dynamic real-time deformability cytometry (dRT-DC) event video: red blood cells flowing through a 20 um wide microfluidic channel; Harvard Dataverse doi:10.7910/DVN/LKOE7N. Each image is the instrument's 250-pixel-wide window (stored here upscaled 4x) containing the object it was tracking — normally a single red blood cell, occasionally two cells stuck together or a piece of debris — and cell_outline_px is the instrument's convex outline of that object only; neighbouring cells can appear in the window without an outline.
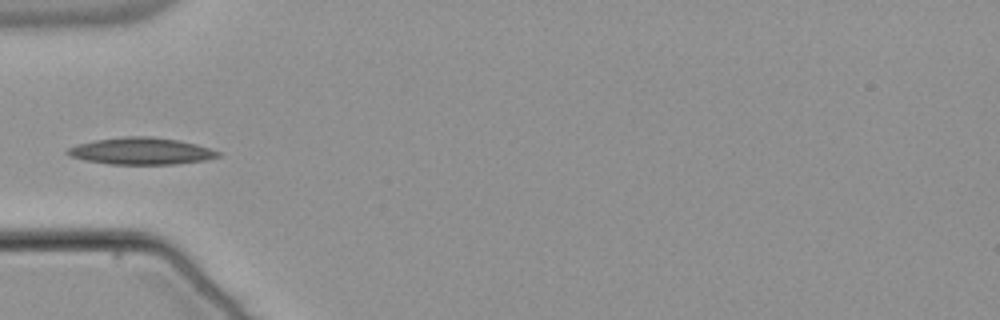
{"species": "common noctule bat (a hibernating species)", "species_latin": "Nyctalus noctula", "temperature_condition": "warm", "stored_images_in_passage": 10, "camera_frame_rate_fps": 3000, "um_per_image_px": 0.085, "animal": {"sex": "male", "body_mass_g": 21.5, "forearm_length_mm": 52.0}, "frame": {"image": 1, "passage_image": 1, "time_ms": 0.0, "image_size_px": [1000, 320], "cell_outline_px": [[220, 156], [208, 160], [176, 164], [108, 164], [84, 160], [72, 156], [64, 152], [68, 148], [76, 144], [96, 140], [124, 136], [148, 136], [180, 140], [196, 144], [220, 152]], "centroid_in_image_um": [12.0, 12.84], "position_along_channel_um": 73.0, "area_um2": 23.64}}
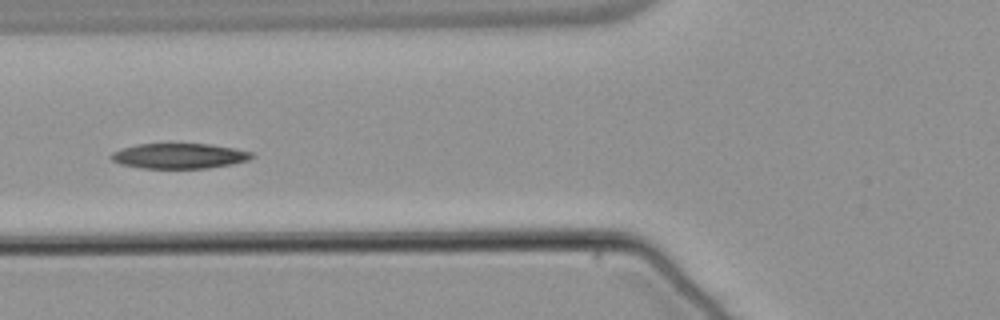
{"frame": {"image": 2, "passage_image": 4, "time_ms": 1.0, "image_size_px": [1000, 320], "cell_outline_px": [[256, 156], [248, 160], [232, 164], [208, 168], [140, 168], [120, 164], [112, 160], [108, 156], [112, 152], [136, 144], [208, 144], [232, 148], [252, 152]], "centroid_in_image_um": [15.22, 13.26], "position_along_channel_um": 110.6, "area_um2": 20.63}}